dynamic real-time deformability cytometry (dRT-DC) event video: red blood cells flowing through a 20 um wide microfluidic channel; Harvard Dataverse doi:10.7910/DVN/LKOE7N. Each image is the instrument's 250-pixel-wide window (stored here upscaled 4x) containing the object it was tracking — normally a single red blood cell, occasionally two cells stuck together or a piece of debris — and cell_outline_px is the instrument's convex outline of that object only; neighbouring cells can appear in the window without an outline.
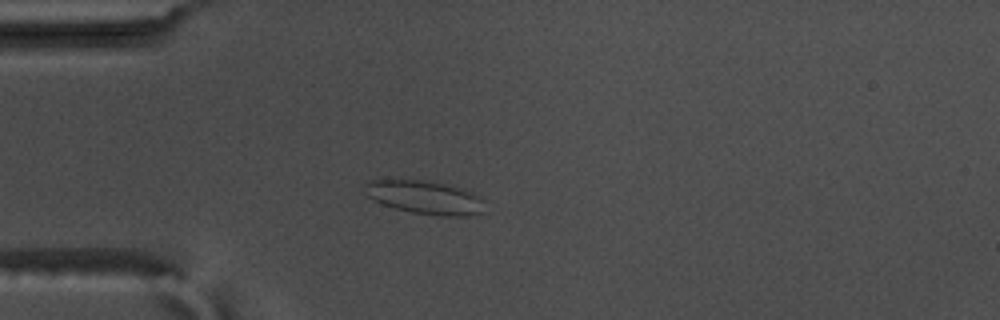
{"species": "common noctule bat (a hibernating species)", "species_latin": "Nyctalus noctula", "temperature_condition": "warm", "stored_images_in_passage": 47, "camera_frame_rate_fps": 3000, "um_per_image_px": 0.085, "animal": {"sex": "male", "body_mass_g": 17.5, "forearm_length_mm": 52.3}, "frame": {"image": 1, "passage_image": 11, "time_ms": 3.333, "image_size_px": [1000, 320], "cell_outline_px": [[484, 212], [468, 216], [440, 216], [412, 212], [396, 208], [384, 204], [368, 196], [364, 184], [368, 180], [388, 176], [420, 180], [444, 184], [476, 192], [480, 200]], "centroid_in_image_um": [36.04, 16.73], "position_along_channel_um": 49.0, "area_um2": 23.7}}
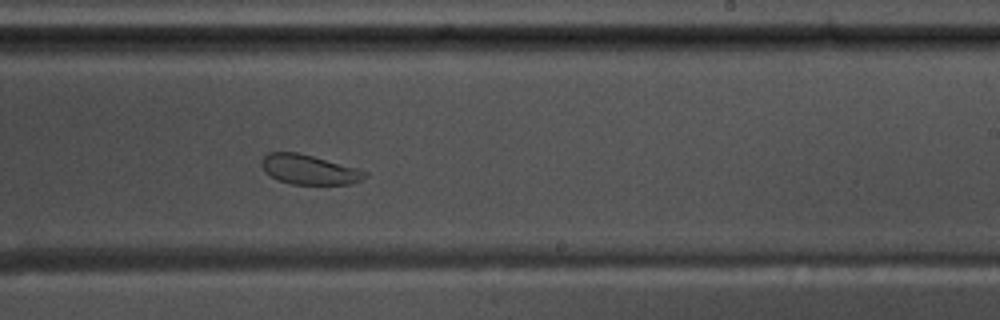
{"frame": {"image": 2, "passage_image": 30, "time_ms": 9.667, "image_size_px": [1000, 320], "cell_outline_px": [[368, 176], [352, 184], [292, 184], [280, 180], [264, 172], [260, 164], [264, 156], [268, 152], [296, 152], [312, 156], [368, 172]], "centroid_in_image_um": [26.24, 14.42], "position_along_channel_um": 262.8, "area_um2": 17.57}}
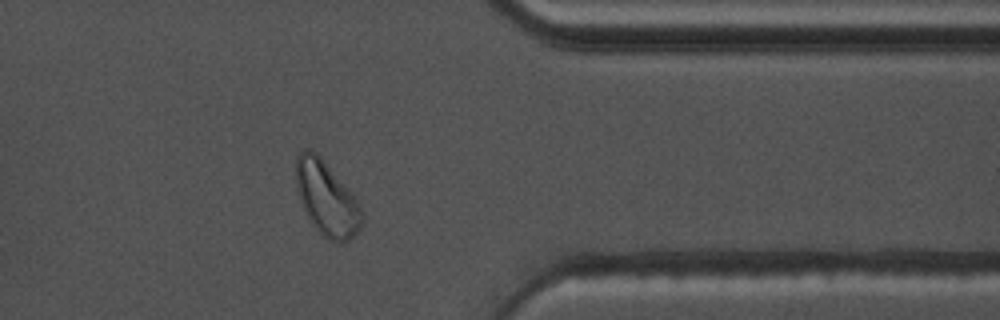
{"frame": {"image": 3, "passage_image": 41, "time_ms": 13.333, "image_size_px": [1000, 320], "cell_outline_px": [[364, 220], [360, 228], [348, 240], [328, 240], [312, 224], [300, 200], [296, 184], [296, 156], [304, 148], [308, 148], [316, 152], [320, 156], [360, 204], [364, 216]], "centroid_in_image_um": [27.76, 16.84], "position_along_channel_um": 383.6, "area_um2": 27.92}, "authors_computed_cell_mechanics": {"area_um2": 19.8254, "velocity_mm_per_s": 3.603, "shape_relaxation_time_tau1_ms": null, "shape_relaxation_time_tau2_ms": 1.6158, "deformation_change_tau1": null, "deformation_change_tau2": 0.0493}}